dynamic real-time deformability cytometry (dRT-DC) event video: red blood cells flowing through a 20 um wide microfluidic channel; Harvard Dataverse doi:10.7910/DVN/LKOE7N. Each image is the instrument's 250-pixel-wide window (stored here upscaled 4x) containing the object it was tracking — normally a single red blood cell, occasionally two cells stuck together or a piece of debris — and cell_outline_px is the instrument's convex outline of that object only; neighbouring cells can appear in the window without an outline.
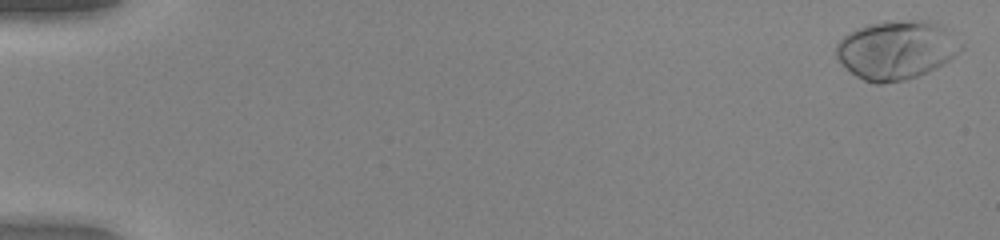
{"species": "human", "species_latin": "Homo sapiens", "temperature_condition": "warm", "stored_images_in_passage": 28, "camera_frame_rate_fps": 3000, "um_per_image_px": 0.085, "donor": {"sex": "female"}, "frame": {"image": 1, "passage_image": 1, "time_ms": 0.0, "image_size_px": [1000, 240], "cell_outline_px": [[964, 48], [944, 64], [936, 68], [916, 76], [904, 80], [880, 84], [876, 84], [864, 80], [856, 76], [836, 56], [836, 44], [848, 32], [856, 28], [868, 24], [888, 20], [936, 20], [948, 28], [964, 44]], "centroid_in_image_um": [76.25, 4.2], "position_along_channel_um": 8.7, "area_um2": 43.23}}
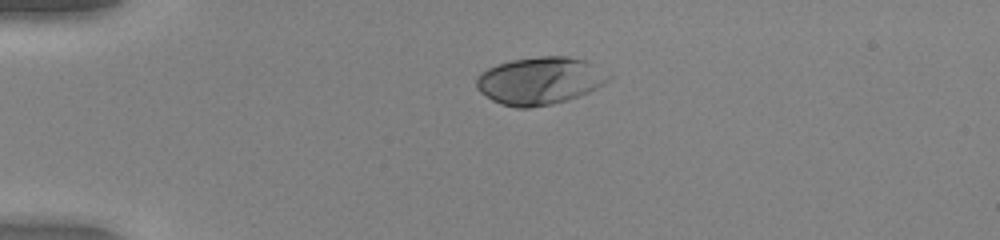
{"frame": {"image": 2, "passage_image": 13, "time_ms": 4.0, "image_size_px": [1000, 240], "cell_outline_px": [[612, 76], [604, 84], [588, 92], [552, 104], [528, 108], [516, 108], [500, 104], [492, 100], [480, 92], [476, 88], [476, 76], [480, 72], [496, 64], [512, 60], [540, 56], [568, 56], [584, 60]], "centroid_in_image_um": [45.83, 6.86], "position_along_channel_um": 39.2, "area_um2": 36.41}}
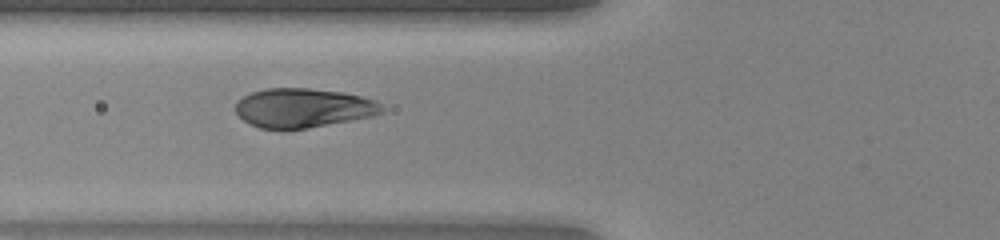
{"frame": {"image": 3, "passage_image": 21, "time_ms": 6.667, "image_size_px": [1000, 240], "cell_outline_px": [[384, 112], [376, 116], [308, 128], [260, 128], [248, 124], [236, 112], [236, 100], [252, 92], [264, 88], [308, 88], [344, 92], [376, 100], [384, 108]], "centroid_in_image_um": [25.8, 9.16], "position_along_channel_um": 100.0, "area_um2": 33.58}}